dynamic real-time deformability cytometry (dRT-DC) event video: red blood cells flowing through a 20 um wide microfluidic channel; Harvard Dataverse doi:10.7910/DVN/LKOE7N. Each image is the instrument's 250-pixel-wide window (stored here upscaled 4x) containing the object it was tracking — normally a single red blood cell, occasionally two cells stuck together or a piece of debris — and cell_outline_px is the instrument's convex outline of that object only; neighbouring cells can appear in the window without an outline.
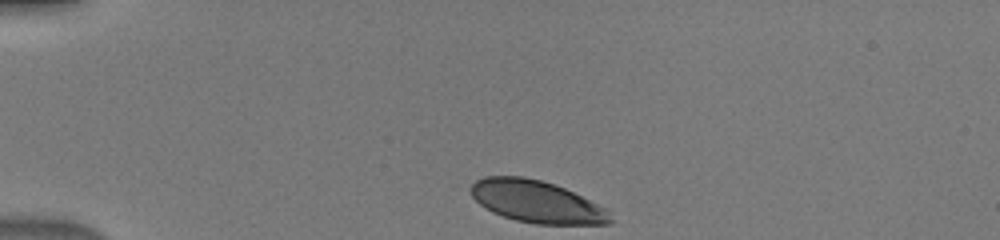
{"species": "human", "species_latin": "Homo sapiens", "temperature_condition": "warm", "stored_images_in_passage": 36, "camera_frame_rate_fps": 3000, "um_per_image_px": 0.085, "donor": {"sex": "male"}, "frame": {"image": 1, "passage_image": 1, "time_ms": 0.0, "image_size_px": [1000, 240], "cell_outline_px": [[616, 220], [608, 224], [536, 224], [516, 220], [492, 212], [480, 204], [472, 196], [468, 188], [476, 180], [484, 176], [524, 176], [556, 184], [608, 208]], "centroid_in_image_um": [45.66, 17.14], "position_along_channel_um": 39.3, "area_um2": 34.62}}
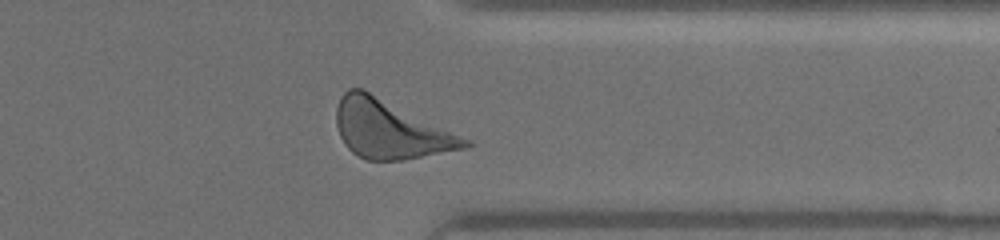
{"frame": {"image": 2, "passage_image": 30, "time_ms": 9.667, "image_size_px": [1000, 240], "cell_outline_px": [[472, 144], [468, 148], [404, 160], [368, 160], [352, 152], [344, 144], [340, 136], [336, 124], [336, 108], [340, 96], [348, 88], [364, 88], [472, 140]], "centroid_in_image_um": [33.18, 10.98], "position_along_channel_um": 378.2, "area_um2": 44.04}}
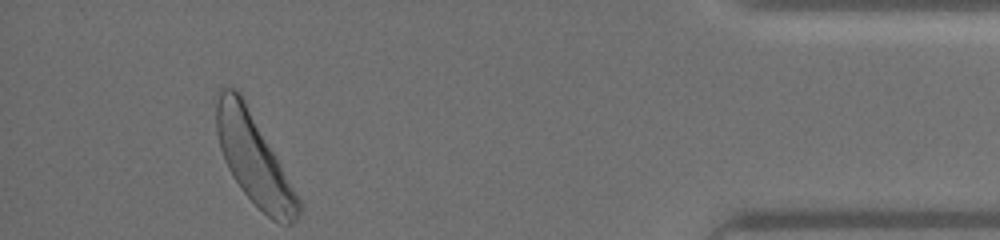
{"frame": {"image": 3, "passage_image": 36, "time_ms": 11.667, "image_size_px": [1000, 240], "cell_outline_px": [[304, 208], [296, 220], [292, 224], [288, 224], [272, 220], [240, 188], [232, 176], [224, 160], [220, 148], [216, 132], [216, 88], [224, 84], [236, 88], [240, 92], [276, 156], [300, 200]], "centroid_in_image_um": [21.54, 13.46], "position_along_channel_um": 413.7, "area_um2": 42.77}}